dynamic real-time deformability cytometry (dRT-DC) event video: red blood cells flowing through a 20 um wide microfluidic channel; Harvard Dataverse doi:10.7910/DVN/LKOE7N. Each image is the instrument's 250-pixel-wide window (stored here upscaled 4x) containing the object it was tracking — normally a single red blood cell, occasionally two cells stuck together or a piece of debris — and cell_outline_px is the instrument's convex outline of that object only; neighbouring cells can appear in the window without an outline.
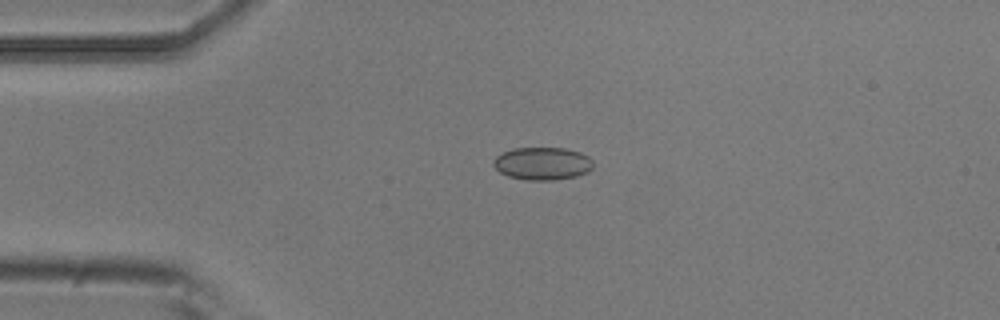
{"species": "common noctule bat (a hibernating species)", "species_latin": "Nyctalus noctula", "temperature_condition": "room temperature", "stored_images_in_passage": 5, "camera_frame_rate_fps": 3000, "um_per_image_px": 0.085, "animal": {"sex": "male", "body_mass_g": 20.5, "forearm_length_mm": 52.5}, "frame": {"image": 1, "passage_image": 3, "time_ms": 0.667, "image_size_px": [1000, 320], "cell_outline_px": [[592, 168], [588, 172], [576, 176], [556, 180], [524, 180], [508, 176], [500, 172], [492, 164], [492, 160], [496, 156], [512, 148], [564, 148], [580, 152], [588, 156], [592, 160]], "centroid_in_image_um": [46.1, 13.9], "position_along_channel_um": 38.9, "area_um2": 19.13}}